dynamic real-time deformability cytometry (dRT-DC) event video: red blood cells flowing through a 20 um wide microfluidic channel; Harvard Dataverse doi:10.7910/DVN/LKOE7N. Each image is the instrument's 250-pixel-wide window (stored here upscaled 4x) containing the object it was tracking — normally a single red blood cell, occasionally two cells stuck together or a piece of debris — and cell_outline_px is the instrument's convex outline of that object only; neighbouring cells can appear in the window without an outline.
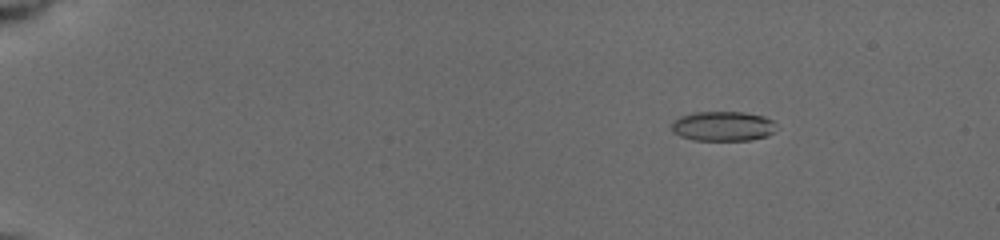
{"species": "common noctule bat (a hibernating species)", "species_latin": "Nyctalus noctula", "temperature_condition": "cold", "stored_images_in_passage": 11, "camera_frame_rate_fps": 3000, "um_per_image_px": 0.085, "animal": {"sex": "female", "body_mass_g": 19.5, "forearm_length_mm": 54.1}, "frame": {"image": 1, "passage_image": 5, "time_ms": 3.0, "image_size_px": [1000, 240], "cell_outline_px": [[780, 128], [768, 136], [752, 140], [692, 140], [680, 136], [672, 132], [672, 124], [680, 116], [696, 112], [744, 112], [764, 116], [772, 120]], "centroid_in_image_um": [61.51, 10.73], "position_along_channel_um": 23.5, "area_um2": 18.38}}